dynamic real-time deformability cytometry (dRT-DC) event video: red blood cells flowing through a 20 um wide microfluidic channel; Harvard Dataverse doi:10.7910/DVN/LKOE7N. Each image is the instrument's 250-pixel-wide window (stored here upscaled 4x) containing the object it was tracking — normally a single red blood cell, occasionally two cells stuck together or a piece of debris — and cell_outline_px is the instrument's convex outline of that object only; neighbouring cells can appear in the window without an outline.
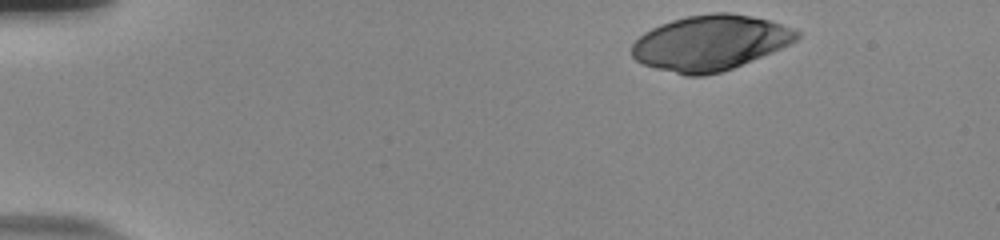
{"species": "human", "species_latin": "Homo sapiens", "temperature_condition": "room temperature", "stored_images_in_passage": 40, "camera_frame_rate_fps": 3000, "um_per_image_px": 0.085, "donor": {"sex": "male"}, "frame": {"image": 1, "passage_image": 1, "time_ms": 0.0, "image_size_px": [1000, 240], "cell_outline_px": [[800, 36], [796, 40], [772, 52], [732, 68], [720, 72], [704, 76], [684, 76], [656, 68], [644, 64], [636, 60], [632, 56], [632, 44], [644, 32], [660, 24], [672, 20], [688, 16], [712, 12], [728, 12], [752, 16], [772, 20], [792, 28], [800, 32]], "centroid_in_image_um": [60.36, 3.63], "position_along_channel_um": 24.6, "area_um2": 53.0}}
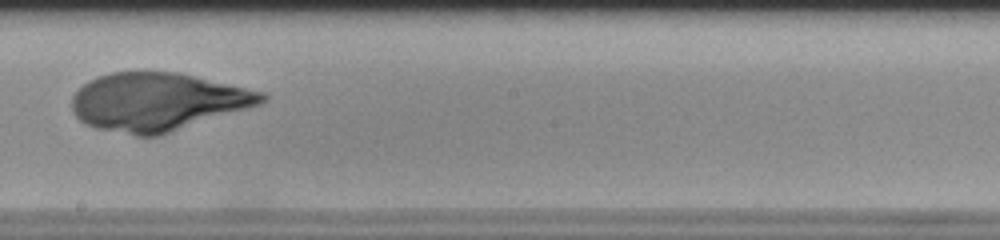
{"frame": {"image": 2, "passage_image": 26, "time_ms": 8.333, "image_size_px": [1000, 240], "cell_outline_px": [[268, 100], [260, 104], [248, 108], [160, 136], [136, 136], [96, 128], [84, 124], [76, 116], [72, 108], [72, 96], [88, 80], [112, 72], [180, 72], [264, 92], [268, 96]], "centroid_in_image_um": [13.41, 8.66], "position_along_channel_um": 234.8, "area_um2": 64.27}}
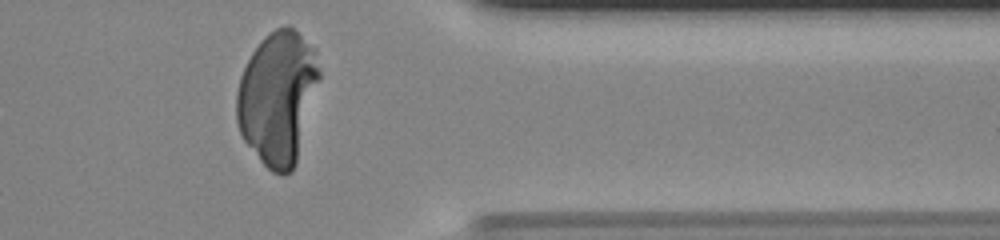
{"frame": {"image": 3, "passage_image": 39, "time_ms": 12.667, "image_size_px": [1000, 240], "cell_outline_px": [[320, 80], [296, 164], [292, 172], [284, 176], [280, 176], [272, 172], [260, 160], [244, 140], [240, 132], [236, 120], [236, 92], [240, 76], [252, 52], [264, 36], [276, 28], [288, 24], [316, 48], [320, 68]], "centroid_in_image_um": [23.62, 8.29], "position_along_channel_um": 387.8, "area_um2": 64.74}}